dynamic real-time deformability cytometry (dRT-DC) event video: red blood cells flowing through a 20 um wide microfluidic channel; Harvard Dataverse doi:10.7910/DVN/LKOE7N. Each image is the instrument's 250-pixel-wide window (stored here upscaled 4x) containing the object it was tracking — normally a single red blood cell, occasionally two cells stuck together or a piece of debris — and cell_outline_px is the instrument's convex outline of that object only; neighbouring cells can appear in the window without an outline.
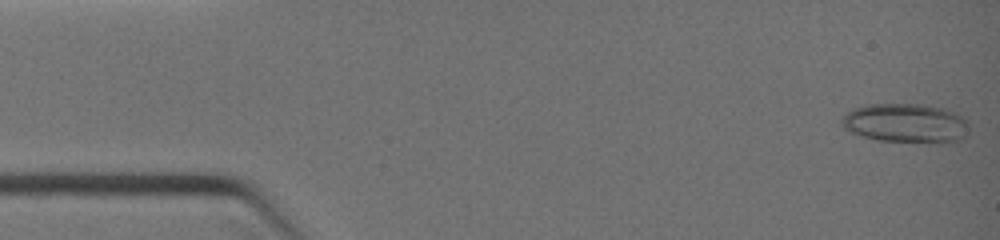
{"species": "common noctule bat (a hibernating species)", "species_latin": "Nyctalus noctula", "temperature_condition": "warm", "stored_images_in_passage": 29, "camera_frame_rate_fps": 3000, "um_per_image_px": 0.085, "animal": {"sex": "female", "body_mass_g": 19.0, "forearm_length_mm": 51.5}, "frame": {"image": 1, "passage_image": 1, "time_ms": 0.0, "image_size_px": [1000, 240], "cell_outline_px": [[968, 124], [964, 136], [960, 140], [936, 144], [876, 140], [852, 132], [844, 128], [840, 124], [840, 120], [848, 112], [856, 108], [868, 104], [924, 104], [944, 108], [956, 112], [968, 120]], "centroid_in_image_um": [77.02, 10.48], "position_along_channel_um": 8.0, "area_um2": 29.42}}
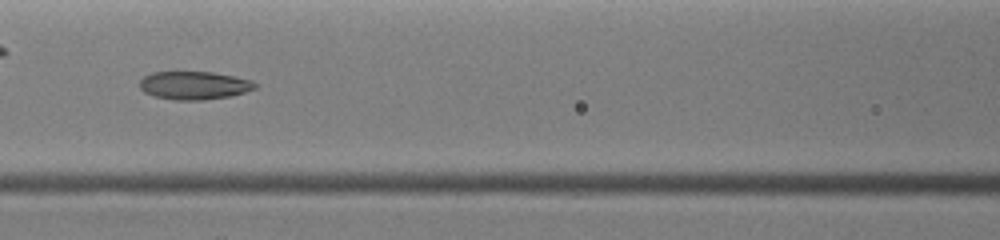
{"frame": {"image": 2, "passage_image": 19, "time_ms": 5.0, "image_size_px": [1000, 240], "cell_outline_px": [[256, 88], [232, 96], [204, 100], [176, 100], [152, 96], [144, 92], [140, 88], [140, 80], [144, 76], [152, 72], [212, 72], [236, 76], [252, 80], [256, 84]], "centroid_in_image_um": [16.5, 7.26], "position_along_channel_um": 150.1, "area_um2": 19.07}}
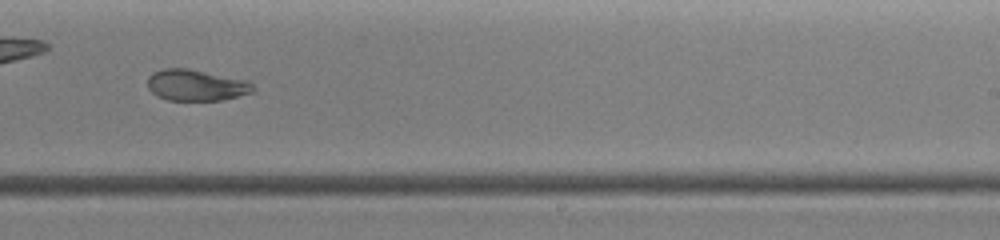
{"frame": {"image": 3, "passage_image": 25, "time_ms": 7.333, "image_size_px": [1000, 240], "cell_outline_px": [[252, 92], [224, 100], [168, 100], [156, 96], [148, 88], [148, 76], [152, 72], [164, 68], [188, 68], [248, 80], [252, 84]], "centroid_in_image_um": [16.64, 7.23], "position_along_channel_um": 272.4, "area_um2": 19.25}}